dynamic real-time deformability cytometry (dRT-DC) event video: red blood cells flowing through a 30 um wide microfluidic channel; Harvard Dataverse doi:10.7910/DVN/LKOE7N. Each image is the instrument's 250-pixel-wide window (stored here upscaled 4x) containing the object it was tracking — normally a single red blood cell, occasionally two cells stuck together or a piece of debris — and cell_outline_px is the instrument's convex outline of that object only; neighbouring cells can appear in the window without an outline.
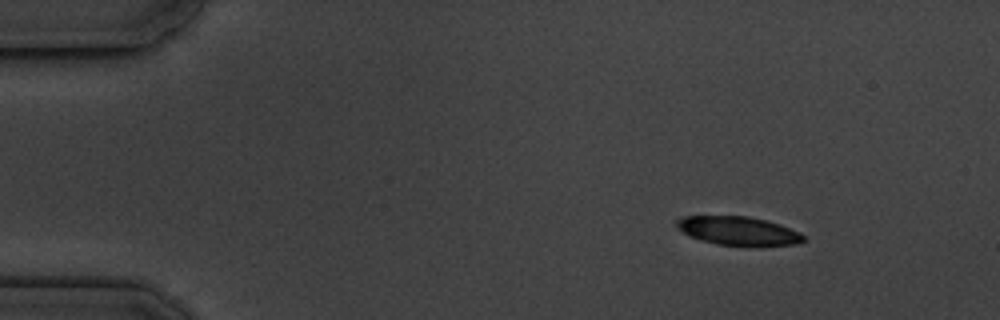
{"species": "common noctule bat (a hibernating species)", "species_latin": "Nyctalus noctula", "temperature_condition": "cold", "stored_images_in_passage": 15, "camera_frame_rate_fps": 3000, "um_per_image_px": 0.085, "animal": {"sex": "male", "body_mass_g": 19.5, "forearm_length_mm": 54.6}, "frame": {"image": 1, "passage_image": 1, "time_ms": 0.0, "image_size_px": [1000, 320], "cell_outline_px": [[808, 240], [796, 244], [760, 248], [756, 248], [716, 244], [700, 240], [688, 236], [676, 228], [676, 220], [680, 216], [748, 216], [764, 220], [800, 232]], "centroid_in_image_um": [62.75, 19.67], "position_along_channel_um": 22.2, "area_um2": 21.91}}
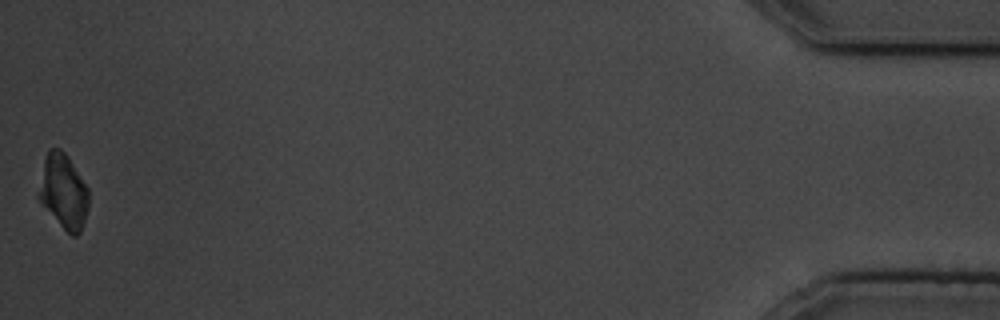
{"frame": {"image": 2, "passage_image": 15, "time_ms": 16.333, "image_size_px": [1000, 320], "cell_outline_px": [[88, 208], [80, 232], [76, 236], [72, 236], [40, 204], [36, 196], [36, 192], [44, 160], [48, 148], [60, 148], [68, 156], [88, 188]], "centroid_in_image_um": [5.35, 16.25], "position_along_channel_um": 429.9, "area_um2": 21.85}}